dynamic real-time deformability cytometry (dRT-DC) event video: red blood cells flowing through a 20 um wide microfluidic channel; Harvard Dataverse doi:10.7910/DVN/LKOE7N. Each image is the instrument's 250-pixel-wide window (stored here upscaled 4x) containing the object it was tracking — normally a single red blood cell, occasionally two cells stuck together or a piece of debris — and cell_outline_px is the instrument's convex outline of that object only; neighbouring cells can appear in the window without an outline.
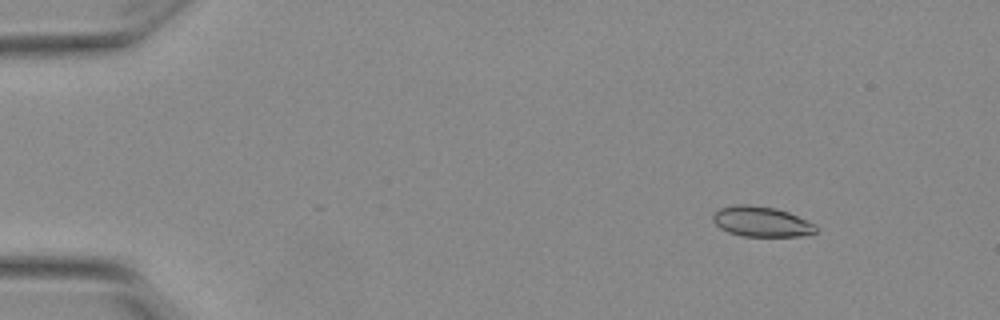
{"species": "Egyptian fruit bat (a non-hibernating species)", "species_latin": "Rousettus aegyptiacus", "temperature_condition": "warm", "stored_images_in_passage": 49, "camera_frame_rate_fps": 3000, "um_per_image_px": 0.085, "animal": {"sex": "female"}, "frame": {"image": 1, "passage_image": 2, "time_ms": 0.333, "image_size_px": [1000, 320], "cell_outline_px": [[816, 232], [800, 236], [744, 236], [728, 232], [720, 228], [712, 220], [712, 216], [720, 208], [736, 204], [748, 204], [776, 208], [788, 212], [816, 224]], "centroid_in_image_um": [64.71, 18.83], "position_along_channel_um": 20.3, "area_um2": 18.09}}
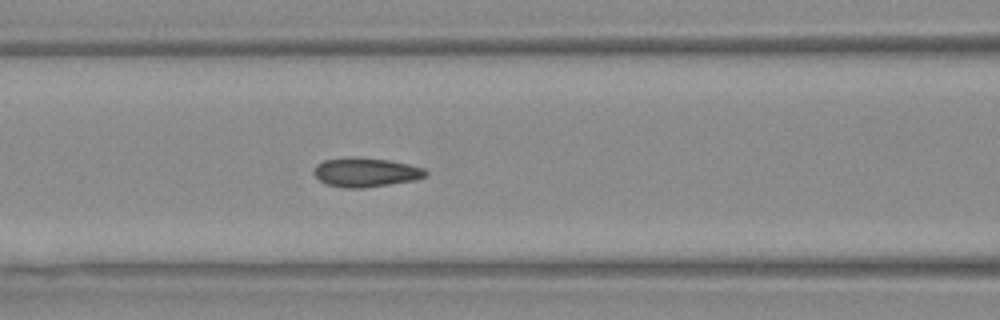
{"frame": {"image": 2, "passage_image": 19, "time_ms": 6.0, "image_size_px": [1000, 320], "cell_outline_px": [[428, 176], [416, 180], [364, 188], [344, 188], [328, 184], [320, 180], [312, 172], [316, 164], [324, 160], [388, 160], [408, 164], [424, 168], [428, 172]], "centroid_in_image_um": [31.15, 14.7], "position_along_channel_um": 135.5, "area_um2": 18.21}}
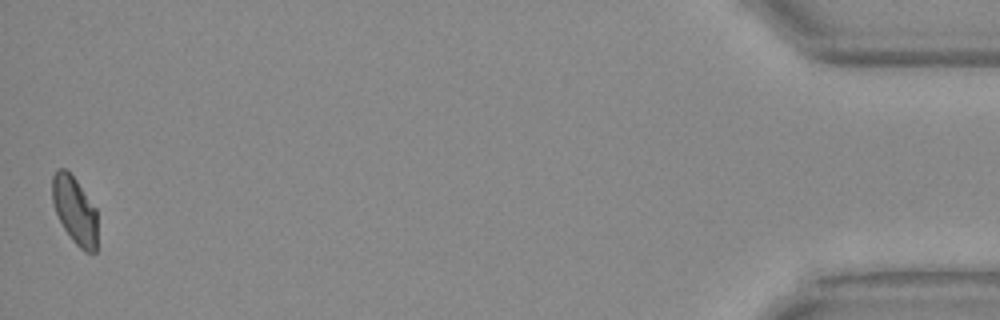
{"frame": {"image": 3, "passage_image": 49, "time_ms": 16.0, "image_size_px": [1000, 320], "cell_outline_px": [[96, 252], [84, 252], [72, 240], [64, 228], [56, 212], [52, 200], [52, 176], [60, 168], [64, 168], [76, 180], [96, 208]], "centroid_in_image_um": [6.35, 17.88], "position_along_channel_um": 428.8, "area_um2": 17.46}}